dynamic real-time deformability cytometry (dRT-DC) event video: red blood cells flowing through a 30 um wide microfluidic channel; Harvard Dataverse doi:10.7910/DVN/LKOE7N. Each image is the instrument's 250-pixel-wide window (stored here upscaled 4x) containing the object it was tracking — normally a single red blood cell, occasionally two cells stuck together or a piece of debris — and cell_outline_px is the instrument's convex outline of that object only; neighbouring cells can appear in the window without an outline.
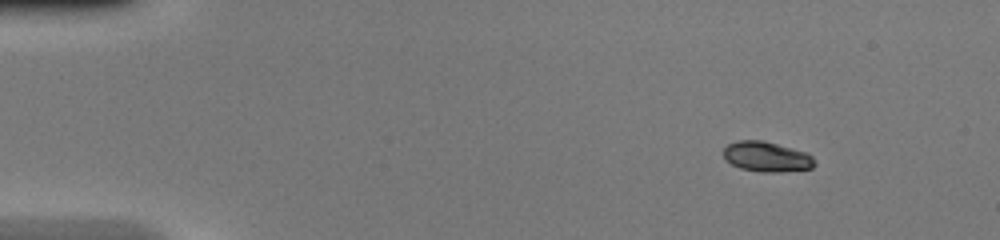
{"species": "common noctule bat (a hibernating species)", "species_latin": "Nyctalus noctula", "temperature_condition": "warm", "stored_images_in_passage": 3, "camera_frame_rate_fps": 3000, "um_per_image_px": 0.085, "animal": {"sex": "female", "body_mass_g": 20.0, "forearm_length_mm": 54.0}, "frame": {"image": 1, "passage_image": 1, "time_ms": 0.0, "image_size_px": [1000, 240], "cell_outline_px": [[816, 164], [812, 168], [780, 172], [760, 172], [740, 168], [724, 160], [724, 148], [728, 144], [736, 140], [764, 140], [808, 152], [812, 156]], "centroid_in_image_um": [65.17, 13.31], "position_along_channel_um": 19.8, "area_um2": 16.24}}